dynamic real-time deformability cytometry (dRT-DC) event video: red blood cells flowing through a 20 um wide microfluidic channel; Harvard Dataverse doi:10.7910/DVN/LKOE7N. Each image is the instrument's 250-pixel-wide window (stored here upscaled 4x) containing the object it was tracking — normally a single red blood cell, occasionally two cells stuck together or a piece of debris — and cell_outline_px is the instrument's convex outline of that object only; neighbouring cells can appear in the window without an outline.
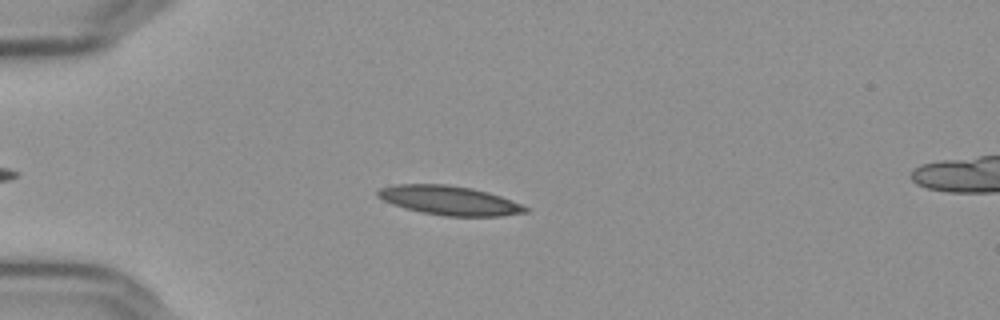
{"species": "Egyptian fruit bat (a non-hibernating species)", "species_latin": "Rousettus aegyptiacus", "temperature_condition": "cold", "stored_images_in_passage": 51, "camera_frame_rate_fps": 3000, "um_per_image_px": 0.085, "frame": {"image": 1, "passage_image": 10, "time_ms": 3.0, "image_size_px": [1000, 320], "cell_outline_px": [[528, 212], [500, 216], [444, 216], [420, 212], [404, 208], [392, 204], [376, 196], [376, 192], [380, 188], [396, 184], [444, 184], [472, 188], [488, 192], [500, 196], [520, 204], [528, 208]], "centroid_in_image_um": [38.16, 17.04], "position_along_channel_um": 46.8, "area_um2": 25.03}}
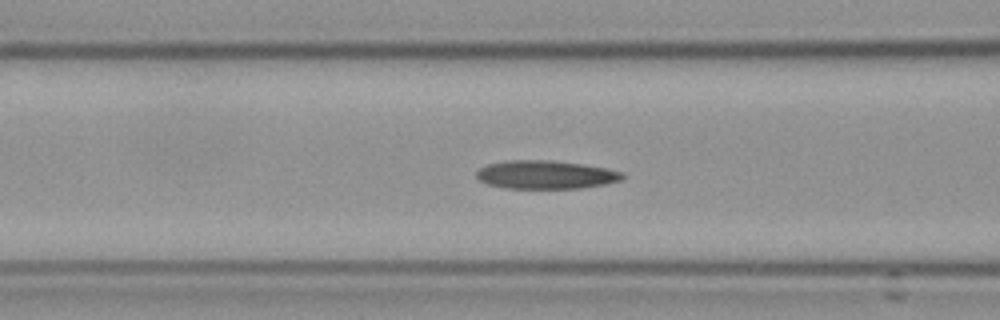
{"frame": {"image": 2, "passage_image": 18, "time_ms": 5.667, "image_size_px": [1000, 320], "cell_outline_px": [[624, 176], [620, 180], [604, 184], [580, 188], [508, 188], [488, 184], [480, 180], [476, 176], [476, 172], [480, 168], [488, 164], [508, 160], [552, 160], [608, 168], [624, 172]], "centroid_in_image_um": [46.39, 14.84], "position_along_channel_um": 120.2, "area_um2": 23.99}}
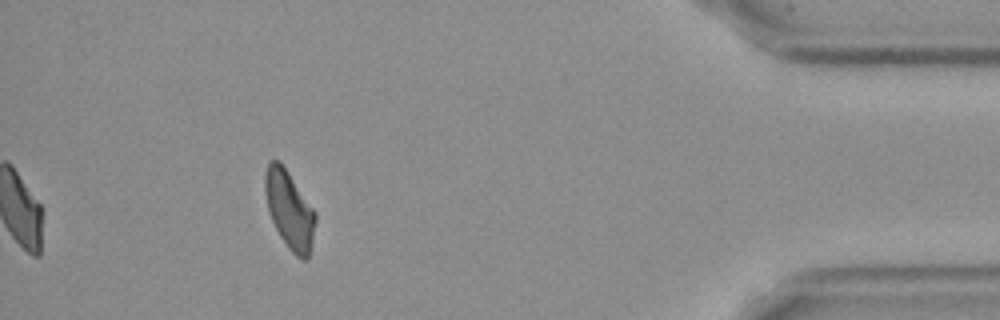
{"frame": {"image": 3, "passage_image": 46, "time_ms": 15.0, "image_size_px": [1000, 320], "cell_outline_px": [[316, 220], [312, 240], [308, 256], [304, 260], [300, 260], [288, 248], [280, 236], [268, 212], [264, 192], [264, 176], [268, 164], [272, 160], [280, 160], [316, 212]], "centroid_in_image_um": [24.59, 17.81], "position_along_channel_um": 410.6, "area_um2": 22.83}, "authors_computed_cell_mechanics": {"area_um2": 23.8136, "velocity_mm_per_s": 3.6327, "shape_relaxation_time_tau1_ms": 7.3985, "shape_relaxation_time_tau2_ms": 5.2125, "deformation_change_tau1": 0.1588, "deformation_change_tau2": 0.1219}}